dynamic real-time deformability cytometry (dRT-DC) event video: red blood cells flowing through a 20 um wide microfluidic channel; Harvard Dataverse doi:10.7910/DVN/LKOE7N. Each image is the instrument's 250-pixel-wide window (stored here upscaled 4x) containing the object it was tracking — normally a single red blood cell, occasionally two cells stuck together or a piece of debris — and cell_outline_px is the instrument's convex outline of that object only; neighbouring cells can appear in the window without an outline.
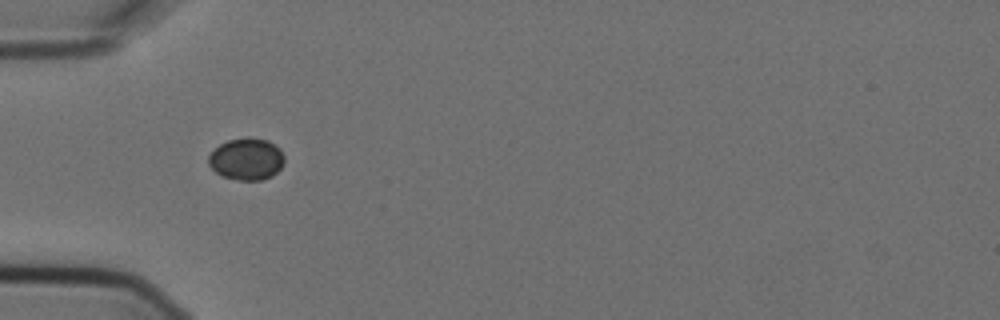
{"species": "Egyptian fruit bat (a non-hibernating species)", "species_latin": "Rousettus aegyptiacus", "temperature_condition": "cold", "stored_images_in_passage": 4, "camera_frame_rate_fps": 3000, "um_per_image_px": 0.085, "animal": {"sex": "female"}, "frame": {"image": 1, "passage_image": 1, "time_ms": 0.0, "image_size_px": [1000, 320], "cell_outline_px": [[284, 164], [272, 176], [260, 180], [240, 180], [224, 176], [216, 172], [208, 164], [208, 156], [220, 144], [228, 140], [248, 136], [268, 140], [280, 148], [284, 156]], "centroid_in_image_um": [20.97, 13.5], "position_along_channel_um": 64.0, "area_um2": 18.55}}
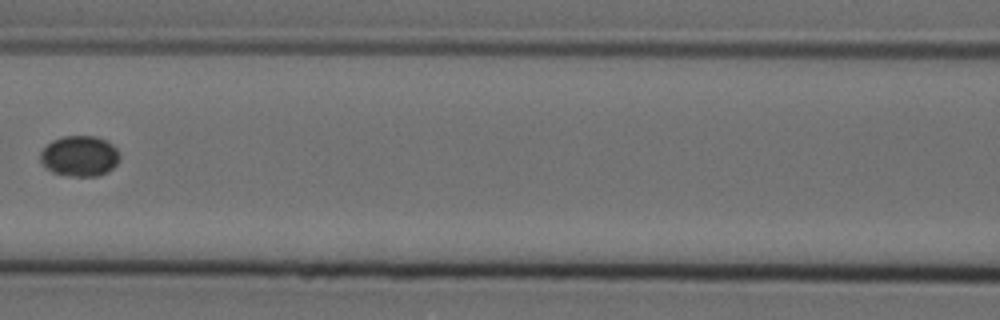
{"frame": {"image": 2, "passage_image": 3, "time_ms": 0.667, "image_size_px": [1000, 320], "cell_outline_px": [[120, 160], [108, 172], [96, 176], [68, 176], [52, 172], [40, 160], [40, 152], [52, 140], [64, 136], [96, 136], [112, 144], [116, 148], [120, 156]], "centroid_in_image_um": [6.78, 13.26], "position_along_channel_um": 159.8, "area_um2": 18.73}}
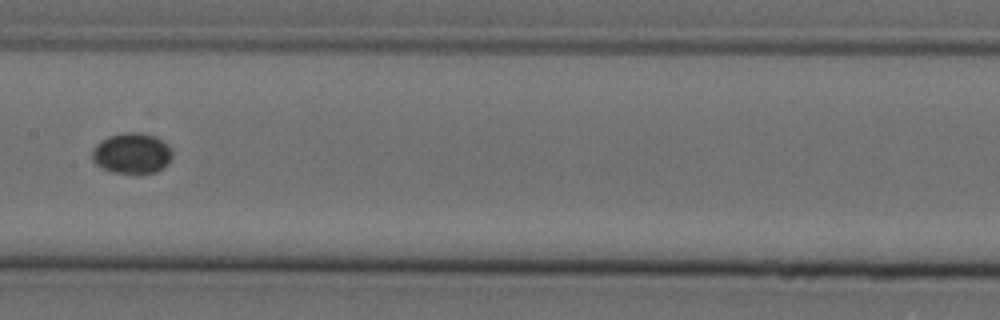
{"frame": {"image": 3, "passage_image": 4, "time_ms": 1.0, "image_size_px": [1000, 320], "cell_outline_px": [[172, 156], [168, 164], [156, 172], [112, 172], [100, 168], [92, 160], [92, 148], [100, 140], [108, 136], [124, 132], [140, 132], [156, 136], [168, 144], [172, 152]], "centroid_in_image_um": [11.19, 13.0], "position_along_channel_um": 196.2, "area_um2": 19.13}}